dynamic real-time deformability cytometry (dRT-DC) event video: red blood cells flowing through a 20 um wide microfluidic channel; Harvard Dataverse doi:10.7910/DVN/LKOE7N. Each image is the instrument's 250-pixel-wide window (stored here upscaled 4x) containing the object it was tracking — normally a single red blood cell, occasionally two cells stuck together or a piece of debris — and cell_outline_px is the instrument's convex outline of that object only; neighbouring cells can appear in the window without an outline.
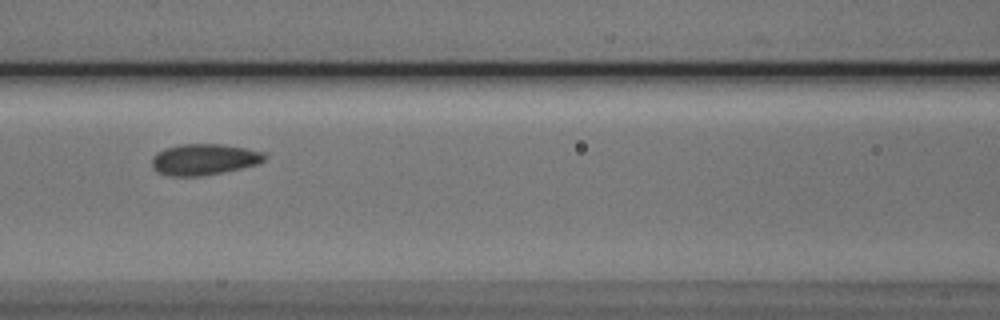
{"species": "Egyptian fruit bat (a non-hibernating species)", "species_latin": "Rousettus aegyptiacus", "temperature_condition": "cold", "stored_images_in_passage": 5, "camera_frame_rate_fps": 3000, "um_per_image_px": 0.085, "animal": {"sex": "male"}, "frame": {"image": 1, "passage_image": 3, "time_ms": 2.333, "image_size_px": [1000, 320], "cell_outline_px": [[268, 156], [260, 164], [204, 176], [168, 176], [156, 172], [152, 168], [152, 156], [156, 152], [164, 148], [180, 144], [224, 144], [268, 152]], "centroid_in_image_um": [17.36, 13.55], "position_along_channel_um": 149.2, "area_um2": 20.98}}
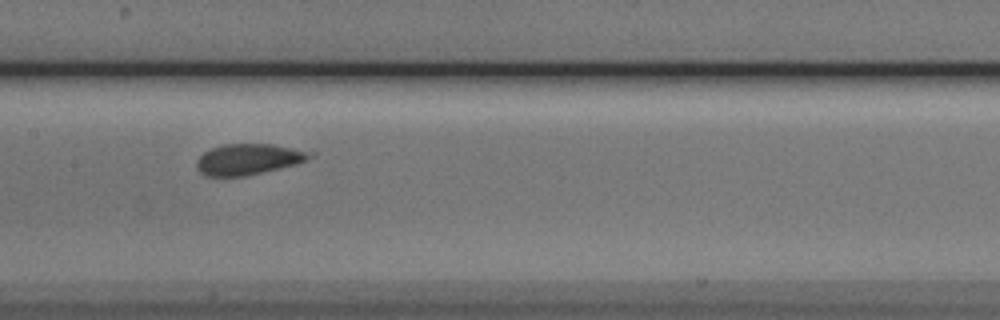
{"frame": {"image": 2, "passage_image": 4, "time_ms": 3.333, "image_size_px": [1000, 320], "cell_outline_px": [[316, 156], [296, 164], [280, 168], [244, 176], [208, 176], [200, 172], [196, 168], [196, 160], [204, 152], [212, 148], [224, 144], [272, 144], [316, 152]], "centroid_in_image_um": [21.15, 13.53], "position_along_channel_um": 186.2, "area_um2": 20.46}}
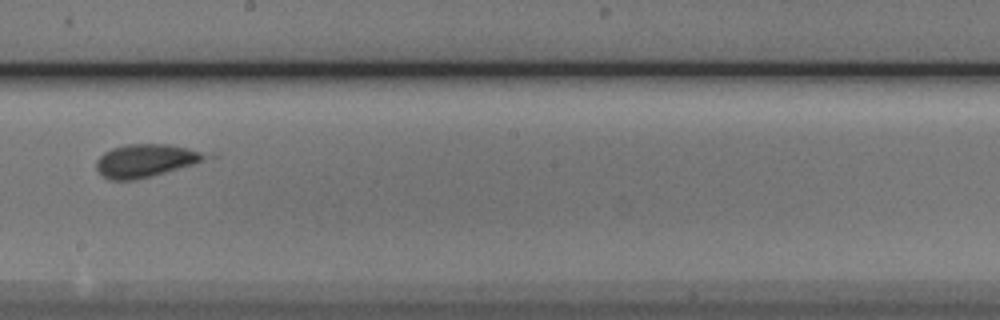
{"frame": {"image": 3, "passage_image": 5, "time_ms": 4.667, "image_size_px": [1000, 320], "cell_outline_px": [[216, 156], [192, 164], [152, 176], [136, 180], [108, 180], [96, 168], [96, 160], [104, 152], [112, 148], [128, 144], [168, 144], [216, 152]], "centroid_in_image_um": [12.5, 13.63], "position_along_channel_um": 235.7, "area_um2": 21.44}}